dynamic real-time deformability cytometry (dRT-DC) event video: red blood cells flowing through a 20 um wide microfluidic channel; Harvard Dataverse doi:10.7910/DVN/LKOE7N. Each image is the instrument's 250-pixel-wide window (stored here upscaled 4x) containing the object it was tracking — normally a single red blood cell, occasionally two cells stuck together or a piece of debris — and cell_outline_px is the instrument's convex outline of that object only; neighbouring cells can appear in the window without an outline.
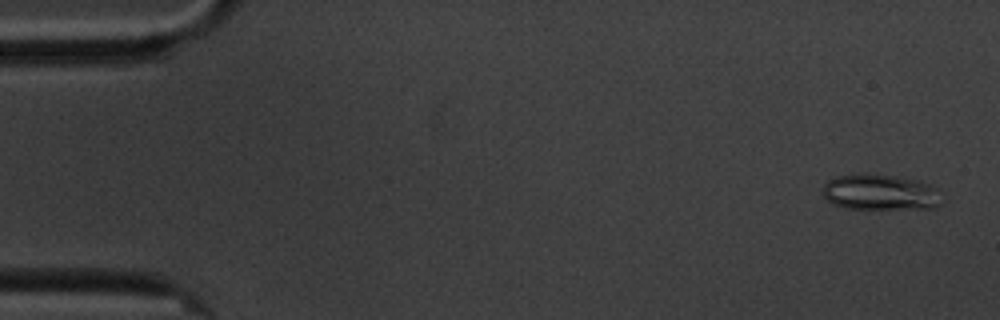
{"species": "common noctule bat (a hibernating species)", "species_latin": "Nyctalus noctula", "temperature_condition": "cold", "stored_images_in_passage": 58, "camera_frame_rate_fps": 3000, "um_per_image_px": 0.085, "animal": {"sex": "male", "body_mass_g": 20.1, "forearm_length_mm": 53.5}, "frame": {"image": 1, "passage_image": 2, "time_ms": 0.333, "image_size_px": [1000, 320], "cell_outline_px": [[944, 200], [936, 208], [848, 208], [832, 204], [824, 196], [824, 184], [828, 180], [836, 176], [892, 176], [916, 180], [928, 184], [936, 188]], "centroid_in_image_um": [74.87, 16.38], "position_along_channel_um": 10.1, "area_um2": 24.04}}
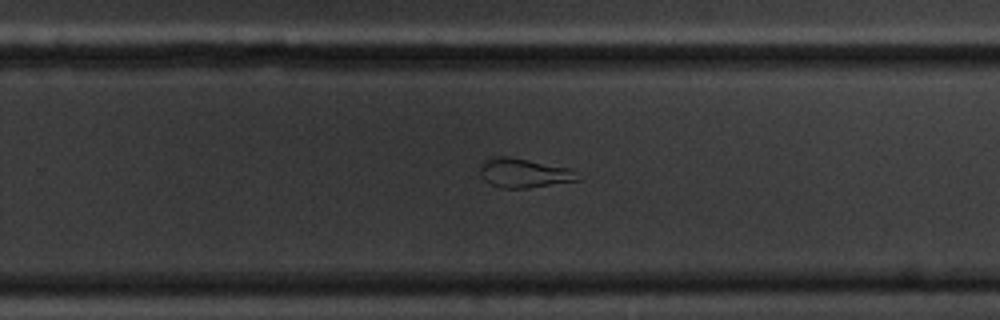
{"frame": {"image": 2, "passage_image": 37, "time_ms": 12.0, "image_size_px": [1000, 320], "cell_outline_px": [[580, 180], [528, 188], [500, 188], [484, 180], [480, 172], [480, 164], [484, 160], [492, 156], [508, 156], [572, 168]], "centroid_in_image_um": [44.51, 14.69], "position_along_channel_um": 285.3, "area_um2": 16.7}}
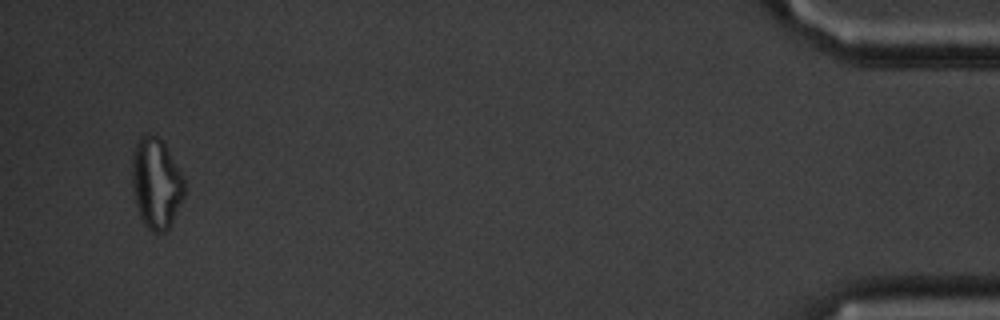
{"frame": {"image": 3, "passage_image": 56, "time_ms": 18.333, "image_size_px": [1000, 320], "cell_outline_px": [[184, 196], [172, 224], [164, 232], [152, 232], [144, 224], [136, 208], [132, 192], [132, 156], [136, 144], [140, 136], [148, 132], [156, 136], [164, 144], [184, 176]], "centroid_in_image_um": [13.26, 15.59], "position_along_channel_um": 421.9, "area_um2": 27.86}, "authors_computed_cell_mechanics": {"area_um2": 20.6635, "velocity_mm_per_s": 3.4143, "shape_relaxation_time_tau1_ms": null, "shape_relaxation_time_tau2_ms": 1.972, "deformation_change_tau1": null, "deformation_change_tau2": 0.1164}}